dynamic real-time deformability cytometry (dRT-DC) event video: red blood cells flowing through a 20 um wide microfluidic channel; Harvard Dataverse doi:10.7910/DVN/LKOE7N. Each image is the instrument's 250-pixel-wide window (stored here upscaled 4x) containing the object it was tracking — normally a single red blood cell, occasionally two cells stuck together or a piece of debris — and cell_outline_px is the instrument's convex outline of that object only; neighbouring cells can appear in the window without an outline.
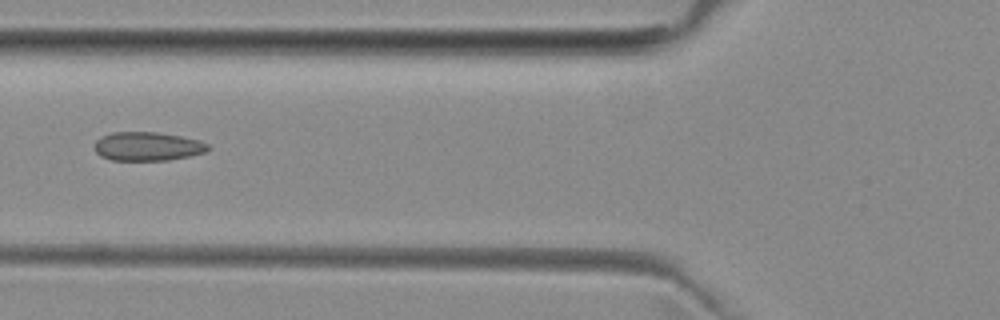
{"species": "common noctule bat (a hibernating species)", "species_latin": "Nyctalus noctula", "temperature_condition": "room temperature", "stored_images_in_passage": 6, "camera_frame_rate_fps": 3000, "um_per_image_px": 0.085, "animal": {"sex": "female", "body_mass_g": 29.2, "forearm_length_mm": 56.3}, "frame": {"image": 1, "passage_image": 5, "time_ms": 5.667, "image_size_px": [1000, 320], "cell_outline_px": [[212, 148], [208, 152], [168, 160], [112, 160], [100, 156], [96, 152], [96, 140], [100, 136], [112, 132], [156, 132], [180, 136], [200, 140], [208, 144]], "centroid_in_image_um": [12.57, 12.44], "position_along_channel_um": 113.2, "area_um2": 19.13}}
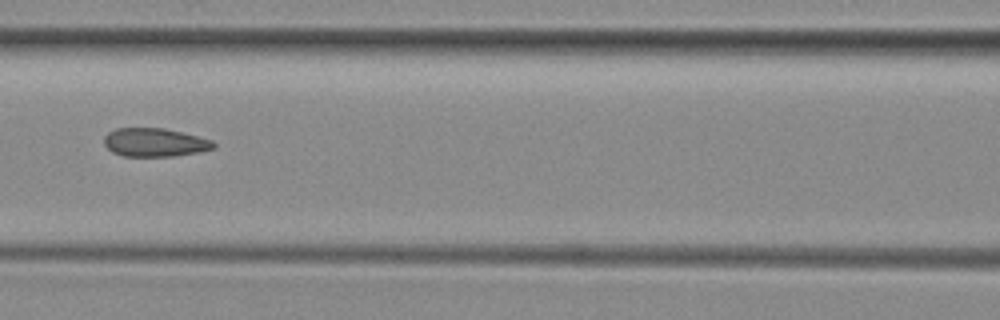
{"frame": {"image": 2, "passage_image": 6, "time_ms": 6.667, "image_size_px": [1000, 320], "cell_outline_px": [[216, 148], [200, 152], [172, 156], [124, 156], [112, 152], [104, 144], [104, 136], [108, 132], [116, 128], [164, 128], [212, 140], [216, 144]], "centroid_in_image_um": [13.15, 12.11], "position_along_channel_um": 153.4, "area_um2": 18.15}}